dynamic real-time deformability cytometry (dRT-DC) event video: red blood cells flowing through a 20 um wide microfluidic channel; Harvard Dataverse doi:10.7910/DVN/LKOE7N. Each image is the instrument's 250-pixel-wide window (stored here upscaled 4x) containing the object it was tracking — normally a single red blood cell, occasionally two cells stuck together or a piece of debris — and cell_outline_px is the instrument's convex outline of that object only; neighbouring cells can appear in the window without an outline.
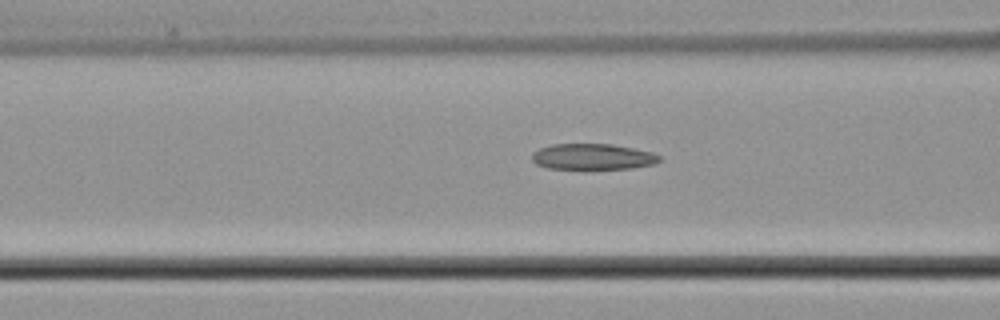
{"species": "common noctule bat (a hibernating species)", "species_latin": "Nyctalus noctula", "temperature_condition": "cold", "stored_images_in_passage": 39, "camera_frame_rate_fps": 3000, "um_per_image_px": 0.085, "animal": {"sex": "male", "body_mass_g": 21.5, "forearm_length_mm": 52.0}, "frame": {"image": 1, "passage_image": 17, "time_ms": 5.333, "image_size_px": [1000, 320], "cell_outline_px": [[660, 160], [652, 164], [632, 168], [548, 168], [536, 164], [532, 160], [532, 152], [540, 148], [552, 144], [612, 144], [652, 152], [660, 156]], "centroid_in_image_um": [50.35, 13.31], "position_along_channel_um": 116.2, "area_um2": 18.96}}
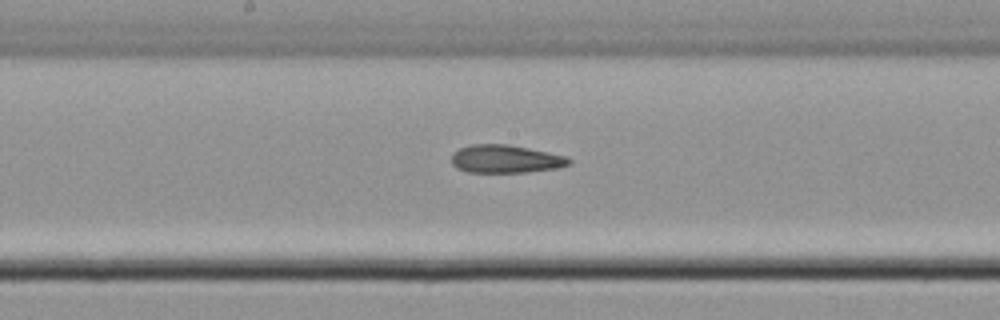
{"frame": {"image": 2, "passage_image": 24, "time_ms": 7.667, "image_size_px": [1000, 320], "cell_outline_px": [[572, 160], [568, 164], [560, 168], [528, 172], [468, 172], [456, 168], [452, 164], [452, 152], [460, 148], [472, 144], [508, 144], [568, 156]], "centroid_in_image_um": [42.98, 13.51], "position_along_channel_um": 205.2, "area_um2": 19.31}}
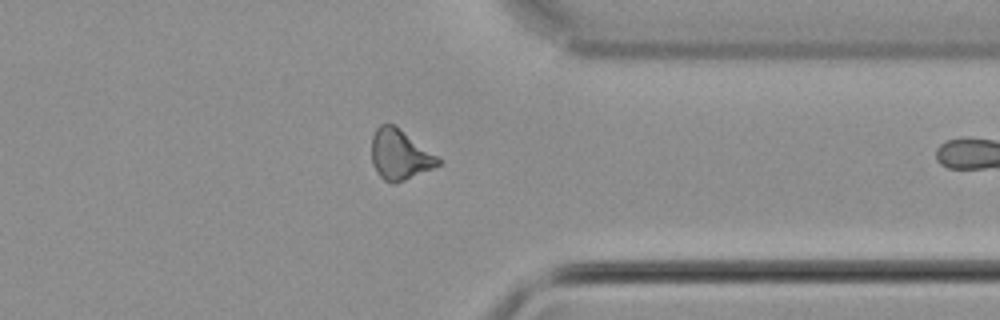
{"frame": {"image": 3, "passage_image": 38, "time_ms": 12.333, "image_size_px": [1000, 320], "cell_outline_px": [[440, 164], [432, 168], [396, 184], [392, 184], [384, 180], [376, 172], [372, 164], [372, 136], [376, 128], [380, 124], [392, 124], [436, 156], [440, 160]], "centroid_in_image_um": [33.92, 13.18], "position_along_channel_um": 377.5, "area_um2": 18.96}}